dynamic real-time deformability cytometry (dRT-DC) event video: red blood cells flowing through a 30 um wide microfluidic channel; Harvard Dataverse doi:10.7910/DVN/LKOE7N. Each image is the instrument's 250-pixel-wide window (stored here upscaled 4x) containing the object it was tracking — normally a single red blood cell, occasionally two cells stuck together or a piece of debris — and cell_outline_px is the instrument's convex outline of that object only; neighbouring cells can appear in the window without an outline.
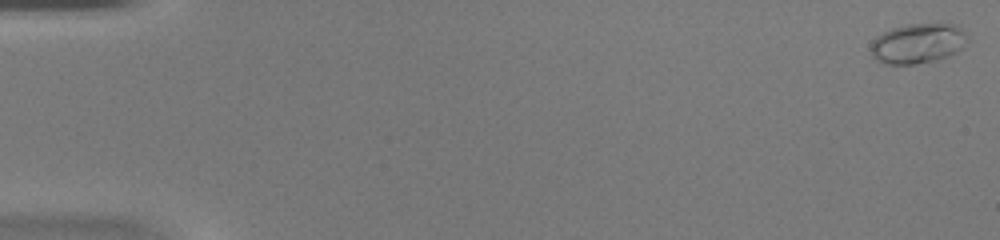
{"species": "common noctule bat (a hibernating species)", "species_latin": "Nyctalus noctula", "temperature_condition": "warm", "stored_images_in_passage": 50, "camera_frame_rate_fps": 3000, "um_per_image_px": 0.085, "animal": {"sex": "female", "body_mass_g": 20.0, "forearm_length_mm": 54.0}, "frame": {"image": 1, "passage_image": 1, "time_ms": 0.0, "image_size_px": [1000, 240], "cell_outline_px": [[968, 44], [956, 52], [948, 56], [936, 60], [916, 64], [884, 64], [876, 60], [872, 56], [872, 40], [876, 36], [892, 28], [908, 24], [960, 24], [968, 32]], "centroid_in_image_um": [78.08, 3.68], "position_along_channel_um": 6.9, "area_um2": 22.89}}
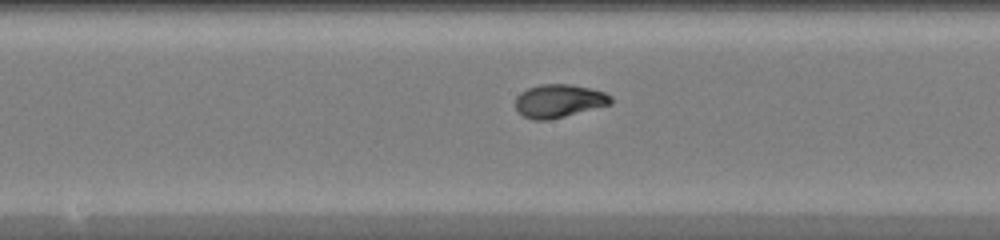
{"frame": {"image": 2, "passage_image": 27, "time_ms": 8.667, "image_size_px": [1000, 240], "cell_outline_px": [[612, 104], [548, 120], [532, 120], [524, 116], [516, 108], [516, 96], [520, 92], [528, 88], [540, 84], [568, 84], [588, 88], [604, 92], [612, 96]], "centroid_in_image_um": [47.5, 8.57], "position_along_channel_um": 200.7, "area_um2": 18.32}}
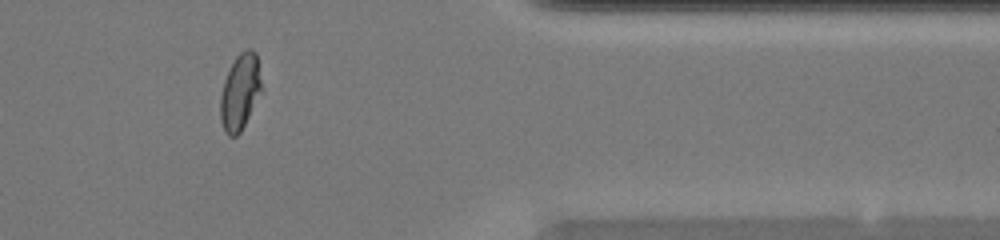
{"frame": {"image": 3, "passage_image": 42, "time_ms": 13.667, "image_size_px": [1000, 240], "cell_outline_px": [[264, 92], [240, 132], [236, 136], [228, 136], [224, 132], [220, 120], [220, 96], [224, 80], [236, 56], [240, 52], [248, 48], [252, 48], [256, 52], [264, 88]], "centroid_in_image_um": [20.45, 7.82], "position_along_channel_um": 390.9, "area_um2": 18.9}, "authors_computed_cell_mechanics": {"area_um2": 18.4671, "velocity_mm_per_s": 4.1961, "shape_relaxation_time_tau1_ms": 3.3264, "shape_relaxation_time_tau2_ms": null, "deformation_change_tau1": 0.2128, "deformation_change_tau2": null}}